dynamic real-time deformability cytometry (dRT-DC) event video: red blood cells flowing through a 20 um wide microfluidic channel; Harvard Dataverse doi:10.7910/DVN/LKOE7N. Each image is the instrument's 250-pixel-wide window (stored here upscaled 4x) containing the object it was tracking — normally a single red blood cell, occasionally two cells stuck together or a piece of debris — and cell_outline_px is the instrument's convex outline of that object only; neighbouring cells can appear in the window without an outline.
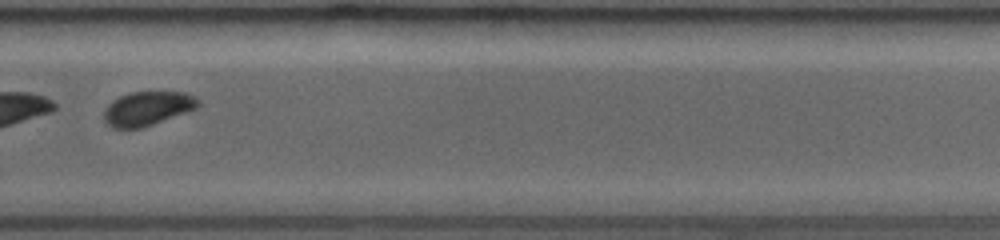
{"species": "common noctule bat (a hibernating species)", "species_latin": "Nyctalus noctula", "temperature_condition": "room temperature", "stored_images_in_passage": 35, "segment_of_instrument_passage": [2, 2], "camera_frame_rate_fps": 3000, "um_per_image_px": 0.085, "animal": {"sex": "female", "body_mass_g": 19.0, "forearm_length_mm": 53.3}, "frame": {"image": 1, "passage_image": 27, "time_ms": 10.667, "image_size_px": [1000, 240], "cell_outline_px": [[200, 104], [196, 108], [152, 124], [140, 128], [112, 128], [104, 120], [104, 108], [112, 100], [128, 92], [184, 92], [200, 100]], "centroid_in_image_um": [12.49, 9.21], "position_along_channel_um": 317.3, "area_um2": 18.5}}